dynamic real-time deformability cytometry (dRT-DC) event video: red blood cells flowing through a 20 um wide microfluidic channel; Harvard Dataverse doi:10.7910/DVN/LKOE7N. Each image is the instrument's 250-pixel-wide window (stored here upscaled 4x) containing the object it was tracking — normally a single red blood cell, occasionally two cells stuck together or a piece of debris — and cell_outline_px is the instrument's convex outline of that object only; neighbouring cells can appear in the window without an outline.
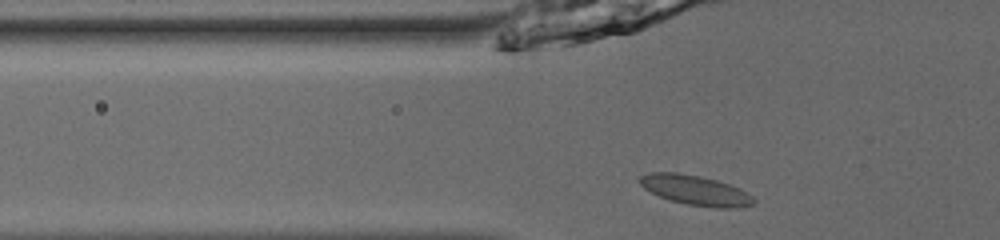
{"species": "common noctule bat (a hibernating species)", "species_latin": "Nyctalus noctula", "temperature_condition": "room temperature", "stored_images_in_passage": 35, "camera_frame_rate_fps": 3000, "um_per_image_px": 0.085, "animal": {"sex": "male", "body_mass_g": 13.0, "forearm_length_mm": 53.1}, "frame": {"image": 1, "passage_image": 2, "time_ms": 0.333, "image_size_px": [1000, 240], "cell_outline_px": [[756, 204], [736, 208], [716, 208], [688, 204], [668, 200], [644, 188], [636, 180], [640, 176], [648, 172], [680, 172], [700, 176], [716, 180], [740, 188], [748, 192], [756, 200]], "centroid_in_image_um": [59.12, 16.16], "position_along_channel_um": 66.7, "area_um2": 20.06}}
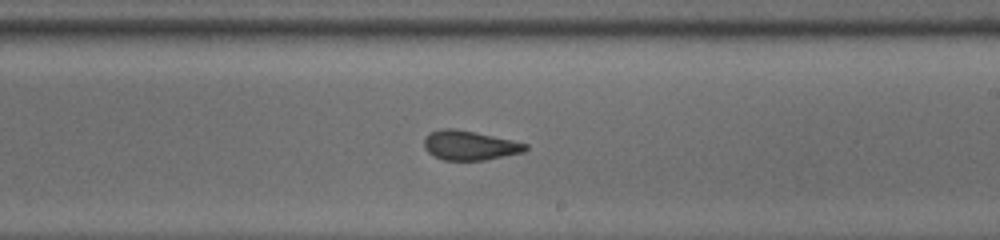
{"frame": {"image": 2, "passage_image": 16, "time_ms": 5.0, "image_size_px": [1000, 240], "cell_outline_px": [[528, 148], [524, 152], [484, 160], [444, 160], [428, 152], [424, 148], [424, 140], [428, 132], [440, 128], [456, 128], [476, 132], [512, 140], [528, 144]], "centroid_in_image_um": [39.9, 12.34], "position_along_channel_um": 249.1, "area_um2": 17.46}}
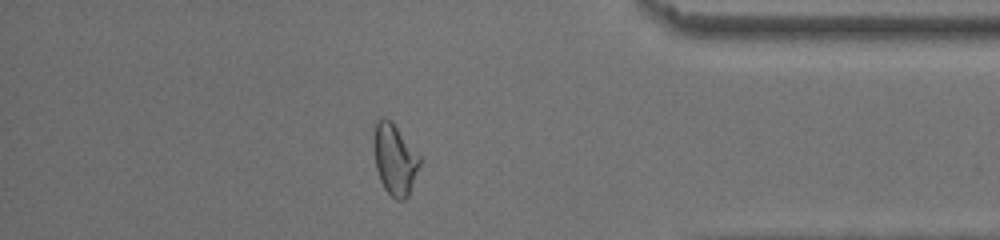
{"frame": {"image": 3, "passage_image": 29, "time_ms": 9.333, "image_size_px": [1000, 240], "cell_outline_px": [[420, 164], [408, 196], [404, 200], [396, 200], [384, 188], [380, 180], [376, 168], [372, 144], [372, 132], [376, 120], [384, 116], [392, 120], [420, 156]], "centroid_in_image_um": [33.51, 13.48], "position_along_channel_um": 401.7, "area_um2": 19.36}, "authors_computed_cell_mechanics": {"area_um2": 18.207, "velocity_mm_per_s": 3.9565, "shape_relaxation_time_tau1_ms": 9.975, "shape_relaxation_time_tau2_ms": 1.0856, "deformation_change_tau1": 0.2065, "deformation_change_tau2": 0.0418}}